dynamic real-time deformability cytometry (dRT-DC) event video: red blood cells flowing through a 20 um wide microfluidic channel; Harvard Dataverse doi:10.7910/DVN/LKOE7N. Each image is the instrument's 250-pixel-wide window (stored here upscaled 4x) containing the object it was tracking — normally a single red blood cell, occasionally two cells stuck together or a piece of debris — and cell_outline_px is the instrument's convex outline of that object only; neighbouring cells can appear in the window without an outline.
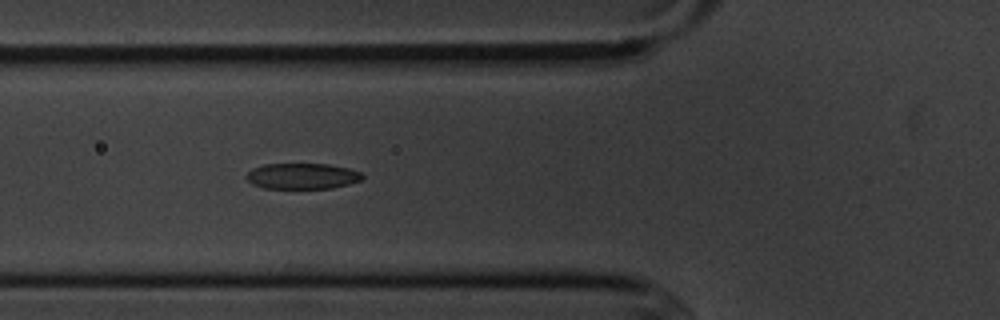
{"species": "common noctule bat (a hibernating species)", "species_latin": "Nyctalus noctula", "temperature_condition": "cold", "stored_images_in_passage": 6, "camera_frame_rate_fps": 3000, "um_per_image_px": 0.085, "animal": {"sex": "male", "body_mass_g": 20.1, "forearm_length_mm": 53.5}, "frame": {"image": 1, "passage_image": 6, "time_ms": 6.0, "image_size_px": [1000, 320], "cell_outline_px": [[364, 176], [360, 180], [348, 184], [332, 188], [264, 188], [252, 184], [244, 176], [252, 168], [264, 164], [328, 164], [348, 168], [360, 172]], "centroid_in_image_um": [25.66, 14.96], "position_along_channel_um": 100.1, "area_um2": 17.4}}